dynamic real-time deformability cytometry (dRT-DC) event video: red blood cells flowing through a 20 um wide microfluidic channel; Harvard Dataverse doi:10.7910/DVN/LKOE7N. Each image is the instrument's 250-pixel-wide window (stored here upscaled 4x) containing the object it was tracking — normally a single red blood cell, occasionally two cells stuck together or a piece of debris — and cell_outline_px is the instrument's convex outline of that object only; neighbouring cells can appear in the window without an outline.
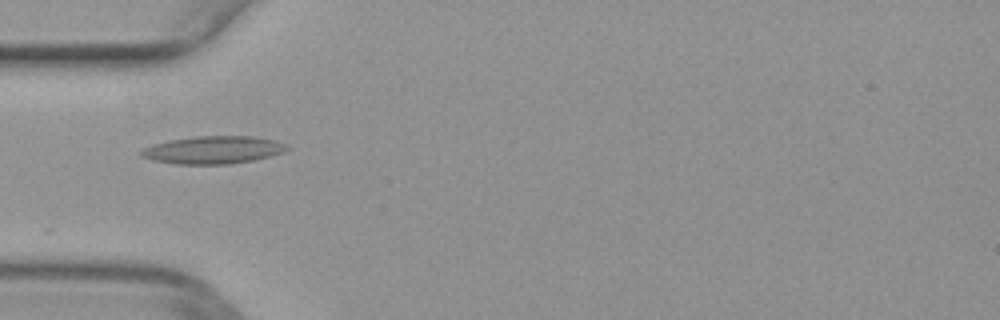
{"species": "common noctule bat (a hibernating species)", "species_latin": "Nyctalus noctula", "temperature_condition": "warm", "stored_images_in_passage": 18, "camera_frame_rate_fps": 3000, "um_per_image_px": 0.085, "animal": {"sex": "female", "body_mass_g": 29.2, "forearm_length_mm": 56.3}, "frame": {"image": 1, "passage_image": 3, "time_ms": 0.667, "image_size_px": [1000, 320], "cell_outline_px": [[292, 148], [284, 152], [252, 160], [228, 164], [176, 164], [152, 160], [140, 156], [140, 148], [152, 144], [168, 140], [196, 136], [252, 136], [276, 140]], "centroid_in_image_um": [18.08, 12.73], "position_along_channel_um": 66.9, "area_um2": 23.64}}
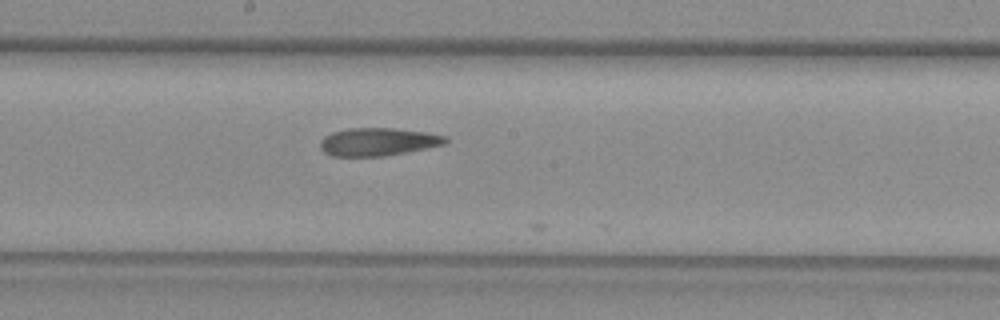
{"frame": {"image": 2, "passage_image": 14, "time_ms": 4.333, "image_size_px": [1000, 320], "cell_outline_px": [[448, 140], [444, 144], [384, 156], [332, 156], [324, 152], [320, 148], [320, 140], [324, 136], [332, 132], [348, 128], [396, 128], [428, 132], [448, 136]], "centroid_in_image_um": [32.11, 12.04], "position_along_channel_um": 216.1, "area_um2": 20.4}}
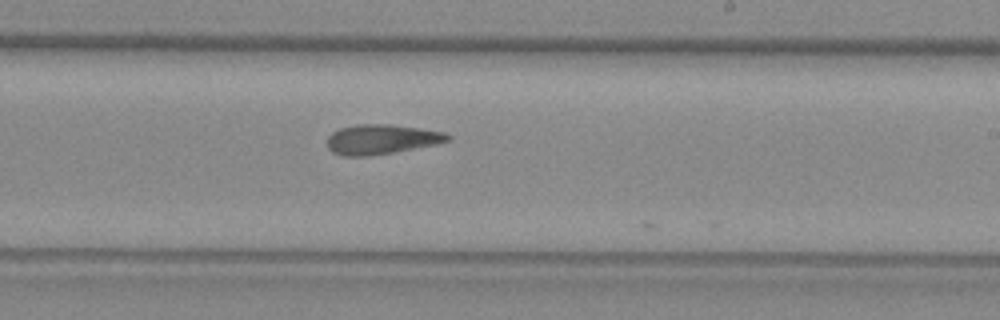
{"frame": {"image": 3, "passage_image": 17, "time_ms": 5.333, "image_size_px": [1000, 320], "cell_outline_px": [[452, 140], [436, 144], [392, 152], [368, 156], [344, 156], [332, 152], [328, 148], [328, 136], [332, 132], [340, 128], [356, 124], [388, 124], [420, 128], [444, 132], [452, 136]], "centroid_in_image_um": [32.43, 11.83], "position_along_channel_um": 256.6, "area_um2": 20.87}}